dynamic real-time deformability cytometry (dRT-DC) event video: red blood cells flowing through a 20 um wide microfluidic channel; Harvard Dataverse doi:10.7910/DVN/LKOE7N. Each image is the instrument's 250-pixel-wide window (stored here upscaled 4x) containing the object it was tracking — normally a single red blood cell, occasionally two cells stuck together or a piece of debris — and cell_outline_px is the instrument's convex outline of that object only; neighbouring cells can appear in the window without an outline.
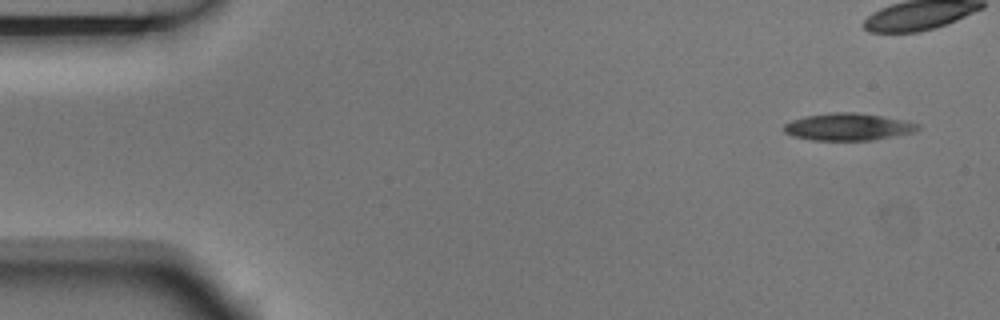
{"species": "Egyptian fruit bat (a non-hibernating species)", "species_latin": "Rousettus aegyptiacus", "temperature_condition": "room temperature", "stored_images_in_passage": 5, "camera_frame_rate_fps": 3000, "um_per_image_px": 0.085, "animal": {"sex": "male"}, "frame": {"image": 1, "passage_image": 1, "time_ms": 0.0, "image_size_px": [1000, 320], "cell_outline_px": [[920, 128], [916, 132], [872, 140], [812, 140], [792, 136], [784, 132], [784, 124], [792, 120], [804, 116], [832, 112], [852, 112], [880, 116], [920, 124]], "centroid_in_image_um": [72.06, 10.79], "position_along_channel_um": 12.9, "area_um2": 21.1}}